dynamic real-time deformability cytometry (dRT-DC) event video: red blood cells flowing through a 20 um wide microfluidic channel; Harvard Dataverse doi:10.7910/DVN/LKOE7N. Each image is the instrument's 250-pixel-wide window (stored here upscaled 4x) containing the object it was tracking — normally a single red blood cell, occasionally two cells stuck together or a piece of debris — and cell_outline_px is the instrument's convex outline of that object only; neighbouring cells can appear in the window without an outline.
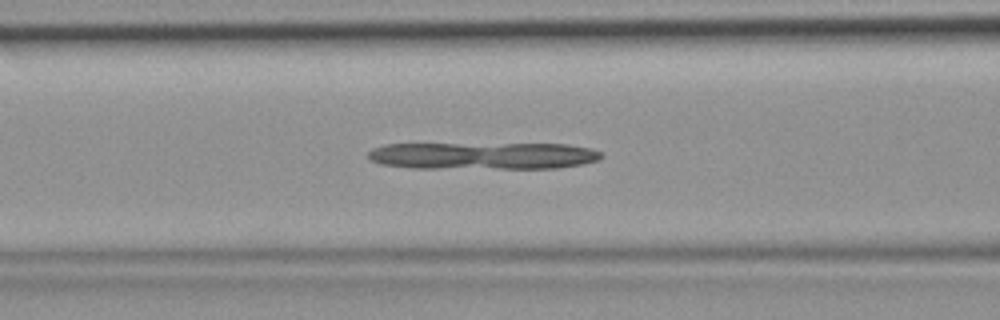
{"species": "common noctule bat (a hibernating species)", "species_latin": "Nyctalus noctula", "temperature_condition": "room temperature", "stored_images_in_passage": 32, "camera_frame_rate_fps": 3000, "um_per_image_px": 0.085, "animal": {"sex": "female", "body_mass_g": 19.9}, "frame": {"image": 1, "passage_image": 5, "time_ms": 1.333, "image_size_px": [1000, 320], "cell_outline_px": [[604, 156], [600, 160], [580, 164], [556, 168], [412, 168], [384, 164], [372, 160], [368, 156], [368, 152], [372, 148], [384, 144], [568, 144], [592, 148], [604, 152]], "centroid_in_image_um": [41.13, 13.23], "position_along_channel_um": 125.5, "area_um2": 36.99}}